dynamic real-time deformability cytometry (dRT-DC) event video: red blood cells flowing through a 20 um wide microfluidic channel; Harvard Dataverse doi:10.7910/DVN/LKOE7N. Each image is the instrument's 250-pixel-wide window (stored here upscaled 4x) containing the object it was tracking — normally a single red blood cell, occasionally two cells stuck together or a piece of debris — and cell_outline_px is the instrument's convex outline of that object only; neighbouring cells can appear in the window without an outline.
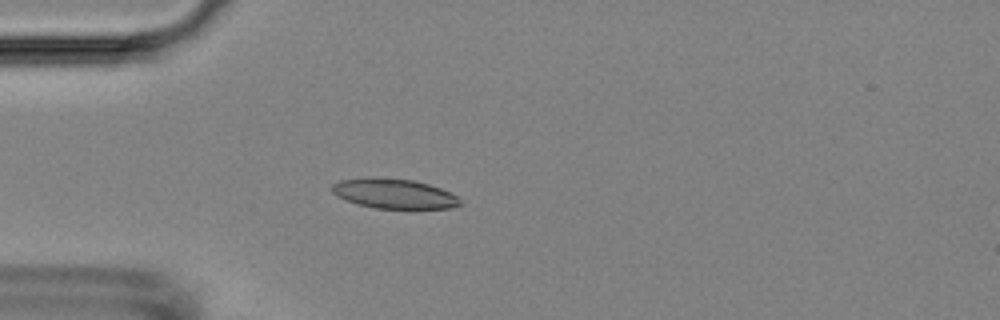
{"species": "Egyptian fruit bat (a non-hibernating species)", "species_latin": "Rousettus aegyptiacus", "temperature_condition": "room temperature", "stored_images_in_passage": 55, "camera_frame_rate_fps": 3000, "um_per_image_px": 0.085, "animal": {"sex": "female"}, "frame": {"image": 1, "passage_image": 15, "time_ms": 4.667, "image_size_px": [1000, 320], "cell_outline_px": [[464, 204], [452, 208], [376, 208], [356, 204], [336, 196], [332, 192], [332, 184], [340, 180], [376, 176], [416, 180], [440, 188], [456, 196]], "centroid_in_image_um": [33.47, 16.44], "position_along_channel_um": 51.5, "area_um2": 22.43}}
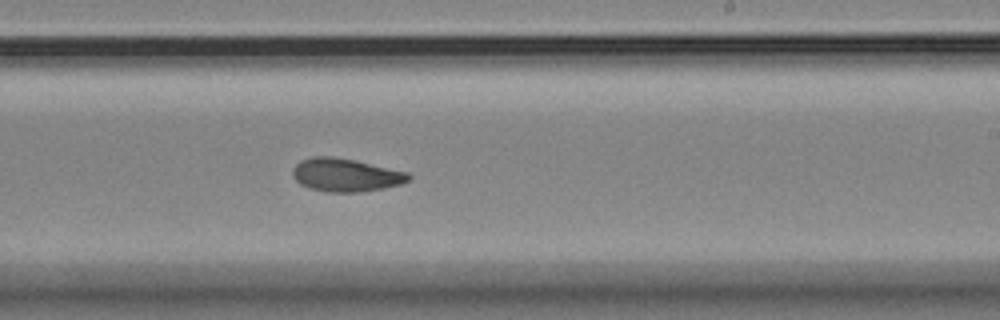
{"frame": {"image": 2, "passage_image": 33, "time_ms": 10.667, "image_size_px": [1000, 320], "cell_outline_px": [[412, 176], [408, 180], [400, 184], [384, 188], [360, 192], [328, 192], [308, 188], [300, 184], [292, 176], [292, 172], [296, 164], [300, 160], [312, 156], [332, 156], [352, 160], [408, 172]], "centroid_in_image_um": [29.35, 14.88], "position_along_channel_um": 259.7, "area_um2": 22.31}}
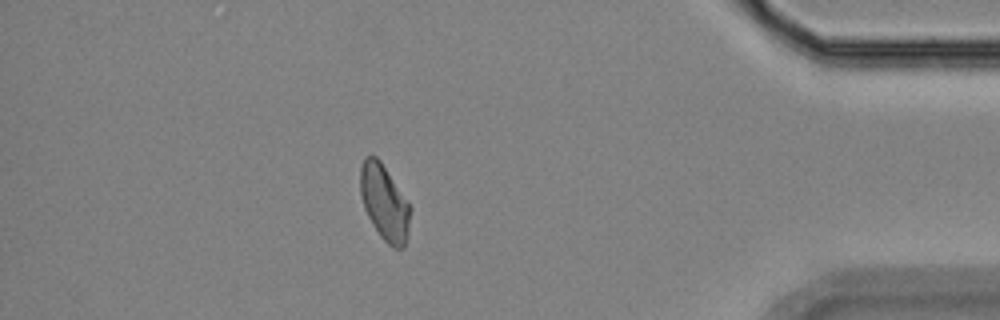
{"frame": {"image": 3, "passage_image": 48, "time_ms": 15.667, "image_size_px": [1000, 320], "cell_outline_px": [[412, 208], [408, 228], [404, 244], [400, 248], [392, 248], [380, 236], [372, 224], [364, 208], [360, 192], [360, 168], [364, 156], [376, 156], [380, 160]], "centroid_in_image_um": [32.66, 17.2], "position_along_channel_um": 402.5, "area_um2": 21.79}, "authors_computed_cell_mechanics": {"area_um2": 21.964, "velocity_mm_per_s": 3.629, "shape_relaxation_time_tau1_ms": 6.8051, "shape_relaxation_time_tau2_ms": 4.1294, "deformation_change_tau1": 0.1552, "deformation_change_tau2": 0.0949}}